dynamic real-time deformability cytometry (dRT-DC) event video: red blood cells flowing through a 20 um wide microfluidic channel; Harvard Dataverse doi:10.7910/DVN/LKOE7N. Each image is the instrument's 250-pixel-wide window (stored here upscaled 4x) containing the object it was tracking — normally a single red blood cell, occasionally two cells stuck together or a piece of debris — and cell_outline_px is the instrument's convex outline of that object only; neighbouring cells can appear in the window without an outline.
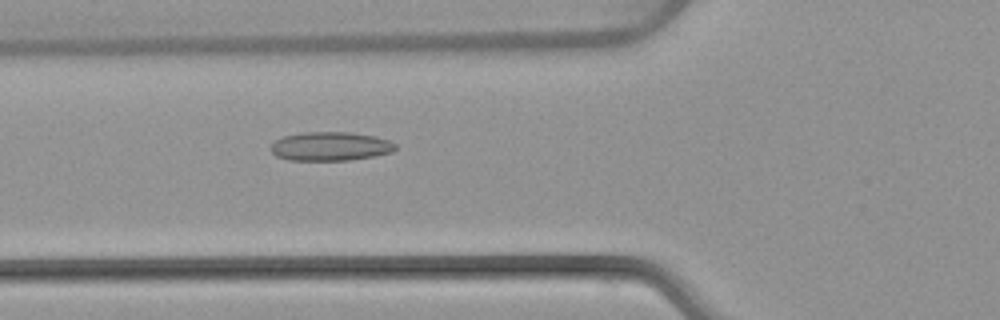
{"species": "common noctule bat (a hibernating species)", "species_latin": "Nyctalus noctula", "temperature_condition": "warm", "stored_images_in_passage": 6, "camera_frame_rate_fps": 3000, "um_per_image_px": 0.085, "animal": {"sex": "female", "body_mass_g": 22.7, "forearm_length_mm": 54.2}, "frame": {"image": 1, "passage_image": 6, "time_ms": 6.0, "image_size_px": [1000, 320], "cell_outline_px": [[396, 148], [392, 152], [376, 156], [348, 160], [288, 160], [276, 156], [268, 148], [276, 140], [284, 136], [304, 132], [348, 132], [376, 136], [388, 140], [396, 144]], "centroid_in_image_um": [28.08, 12.44], "position_along_channel_um": 97.7, "area_um2": 21.04}}